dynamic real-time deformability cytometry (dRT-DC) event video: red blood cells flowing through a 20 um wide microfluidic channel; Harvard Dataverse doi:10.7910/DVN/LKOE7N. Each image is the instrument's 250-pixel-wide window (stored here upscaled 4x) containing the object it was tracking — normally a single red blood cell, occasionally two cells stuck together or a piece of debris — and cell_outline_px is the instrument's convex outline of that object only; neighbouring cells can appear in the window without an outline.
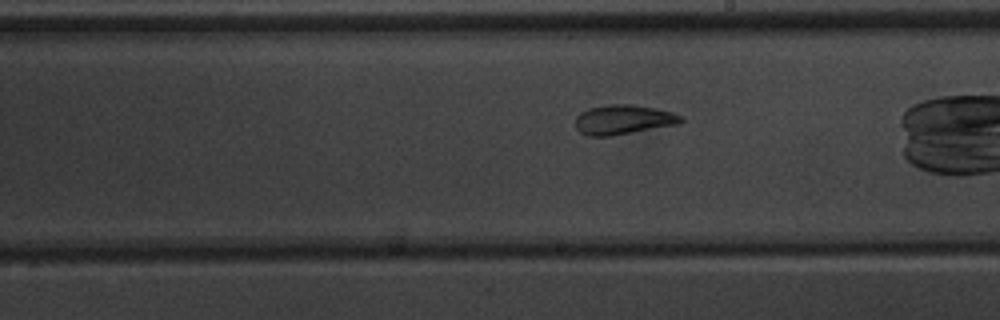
{"species": "common noctule bat (a hibernating species)", "species_latin": "Nyctalus noctula", "temperature_condition": "warm", "stored_images_in_passage": 40, "camera_frame_rate_fps": 3000, "um_per_image_px": 0.085, "animal": {"sex": "male", "body_mass_g": 20.1, "forearm_length_mm": 53.5}, "frame": {"image": 1, "passage_image": 29, "time_ms": 9.333, "image_size_px": [1000, 320], "cell_outline_px": [[684, 120], [676, 124], [612, 136], [588, 136], [580, 132], [576, 128], [576, 116], [580, 112], [588, 108], [608, 104], [628, 104], [656, 108], [672, 112], [680, 116]], "centroid_in_image_um": [52.93, 10.16], "position_along_channel_um": 236.1, "area_um2": 18.09}}